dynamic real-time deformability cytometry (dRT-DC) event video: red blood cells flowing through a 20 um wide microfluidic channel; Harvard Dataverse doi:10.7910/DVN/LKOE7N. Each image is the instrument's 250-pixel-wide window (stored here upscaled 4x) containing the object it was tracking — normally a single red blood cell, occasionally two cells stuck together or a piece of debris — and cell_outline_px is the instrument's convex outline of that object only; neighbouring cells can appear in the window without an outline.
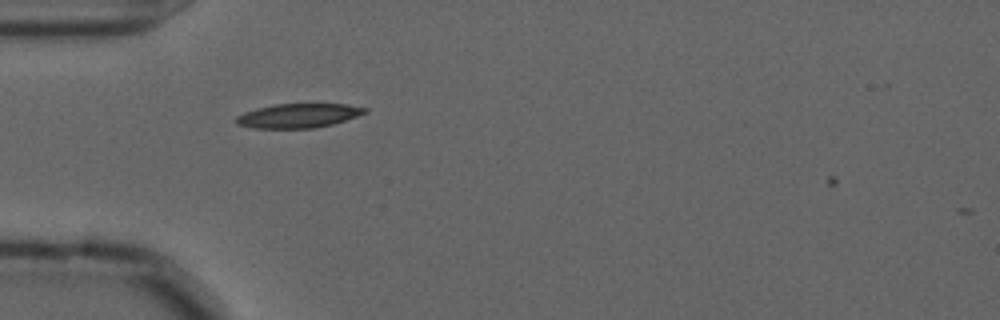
{"species": "common noctule bat (a hibernating species)", "species_latin": "Nyctalus noctula", "temperature_condition": "cold", "stored_images_in_passage": 32, "camera_frame_rate_fps": 3000, "um_per_image_px": 0.085, "animal": {"sex": "male", "forearm_length_mm": 52.5}, "frame": {"image": 1, "passage_image": 4, "time_ms": 1.0, "image_size_px": [1000, 320], "cell_outline_px": [[368, 112], [332, 124], [316, 128], [252, 128], [236, 124], [236, 116], [244, 112], [256, 108], [276, 104], [348, 104], [368, 108]], "centroid_in_image_um": [25.35, 9.83], "position_along_channel_um": 59.6, "area_um2": 18.15}}
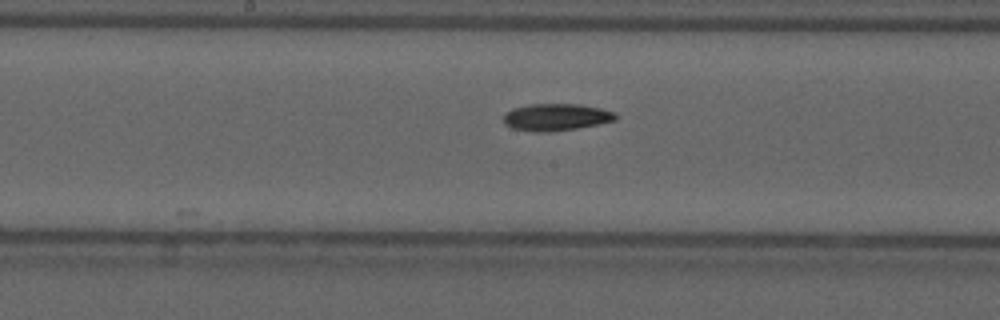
{"frame": {"image": 2, "passage_image": 16, "time_ms": 5.0, "image_size_px": [1000, 320], "cell_outline_px": [[616, 120], [576, 128], [548, 132], [532, 132], [512, 128], [504, 124], [504, 116], [512, 108], [528, 104], [580, 104], [600, 108], [616, 112]], "centroid_in_image_um": [47.25, 9.95], "position_along_channel_um": 201.0, "area_um2": 17.63}}
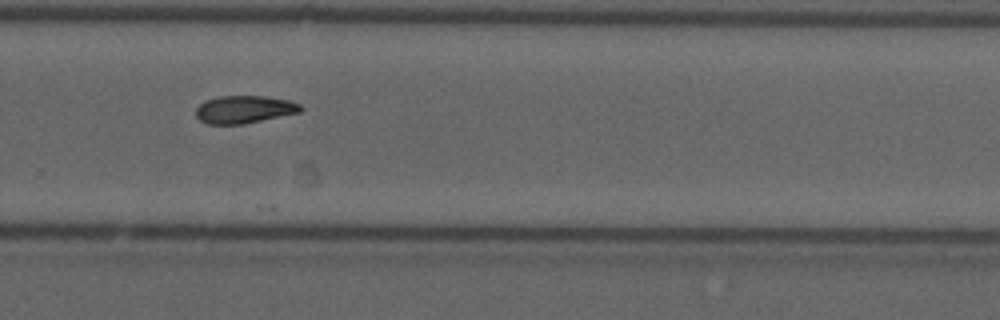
{"frame": {"image": 3, "passage_image": 25, "time_ms": 8.0, "image_size_px": [1000, 320], "cell_outline_px": [[304, 108], [300, 112], [244, 124], [204, 124], [196, 116], [196, 108], [204, 100], [216, 96], [264, 96], [288, 100], [300, 104]], "centroid_in_image_um": [20.73, 9.3], "position_along_channel_um": 309.1, "area_um2": 16.99}}